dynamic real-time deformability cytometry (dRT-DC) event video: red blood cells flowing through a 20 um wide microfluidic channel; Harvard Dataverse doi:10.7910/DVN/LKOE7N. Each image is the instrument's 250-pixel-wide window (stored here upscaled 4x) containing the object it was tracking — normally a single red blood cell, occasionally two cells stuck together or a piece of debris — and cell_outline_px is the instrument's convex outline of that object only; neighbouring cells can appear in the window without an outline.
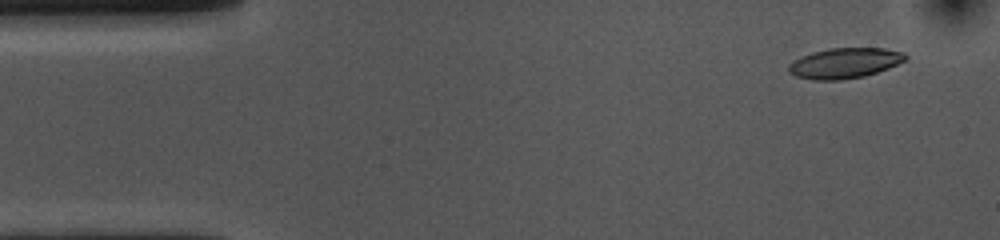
{"species": "common noctule bat (a hibernating species)", "species_latin": "Nyctalus noctula", "temperature_condition": "cold", "stored_images_in_passage": 53, "camera_frame_rate_fps": 3000, "um_per_image_px": 0.085, "animal": {"sex": "female", "body_mass_g": 10.0, "forearm_length_mm": 53.1}, "frame": {"image": 1, "passage_image": 3, "time_ms": 0.667, "image_size_px": [1000, 240], "cell_outline_px": [[908, 56], [904, 60], [888, 68], [864, 76], [840, 80], [812, 80], [796, 76], [788, 72], [788, 64], [812, 52], [828, 48], [884, 48], [904, 52]], "centroid_in_image_um": [71.79, 5.36], "position_along_channel_um": 13.2, "area_um2": 20.52}}
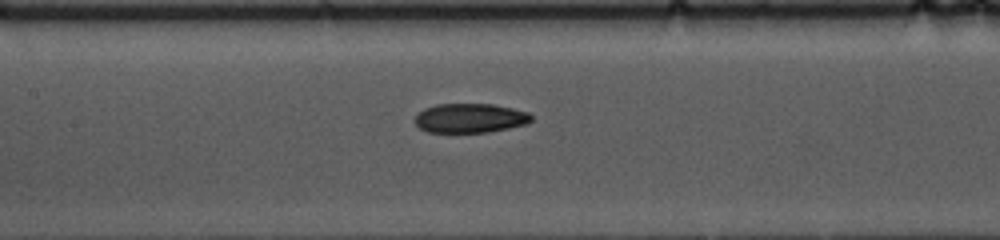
{"frame": {"image": 2, "passage_image": 23, "time_ms": 7.333, "image_size_px": [1000, 240], "cell_outline_px": [[532, 120], [524, 124], [508, 128], [488, 132], [428, 132], [420, 128], [416, 124], [416, 116], [424, 108], [436, 104], [492, 104], [512, 108], [528, 112], [532, 116]], "centroid_in_image_um": [39.95, 10.03], "position_along_channel_um": 167.4, "area_um2": 19.71}}
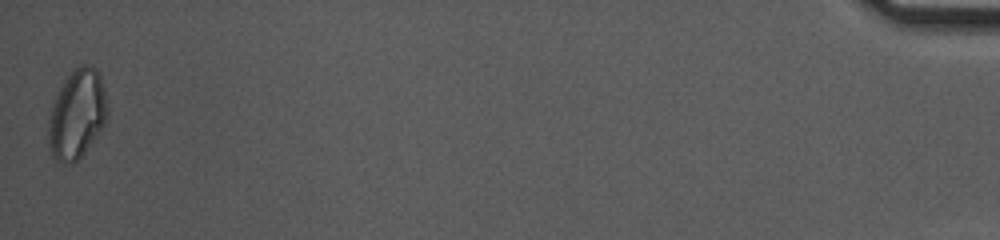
{"frame": {"image": 3, "passage_image": 53, "time_ms": 17.333, "image_size_px": [1000, 240], "cell_outline_px": [[108, 112], [104, 124], [84, 152], [76, 160], [64, 164], [56, 160], [52, 156], [48, 144], [48, 124], [52, 100], [68, 76], [80, 64], [92, 64], [96, 68], [100, 76], [108, 108]], "centroid_in_image_um": [6.52, 9.69], "position_along_channel_um": 428.7, "area_um2": 30.35}, "authors_computed_cell_mechanics": {"area_um2": 21.1548, "velocity_mm_per_s": 3.6268, "shape_relaxation_time_tau1_ms": 6.6961, "shape_relaxation_time_tau2_ms": 3.9428, "deformation_change_tau1": 0.1452, "deformation_change_tau2": 0.0893}}